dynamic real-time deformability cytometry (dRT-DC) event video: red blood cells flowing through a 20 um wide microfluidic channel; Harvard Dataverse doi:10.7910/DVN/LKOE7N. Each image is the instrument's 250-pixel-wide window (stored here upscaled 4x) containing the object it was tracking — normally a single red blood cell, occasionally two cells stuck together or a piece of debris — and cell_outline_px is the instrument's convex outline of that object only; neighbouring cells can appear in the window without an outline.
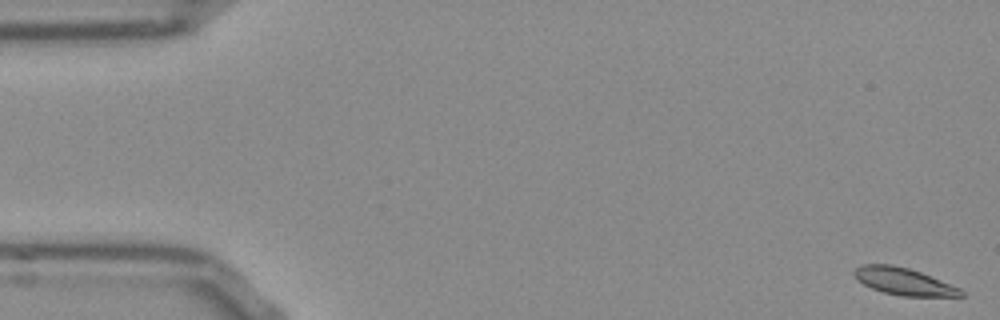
{"species": "Egyptian fruit bat (a non-hibernating species)", "species_latin": "Rousettus aegyptiacus", "temperature_condition": "room temperature", "stored_images_in_passage": 53, "camera_frame_rate_fps": 3000, "um_per_image_px": 0.085, "frame": {"image": 1, "passage_image": 1, "time_ms": 0.0, "image_size_px": [1000, 320], "cell_outline_px": [[964, 296], [900, 296], [884, 292], [872, 288], [864, 284], [852, 272], [860, 264], [892, 264], [908, 268], [920, 272], [960, 288], [964, 292]], "centroid_in_image_um": [76.82, 23.91], "position_along_channel_um": 8.2, "area_um2": 16.65}}
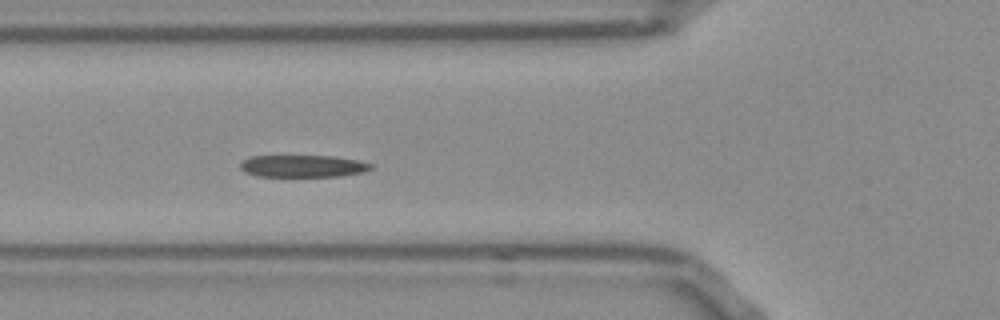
{"frame": {"image": 2, "passage_image": 19, "time_ms": 6.0, "image_size_px": [1000, 320], "cell_outline_px": [[372, 168], [364, 172], [340, 176], [256, 176], [244, 172], [240, 168], [240, 164], [244, 160], [252, 156], [336, 156], [356, 160], [372, 164]], "centroid_in_image_um": [25.74, 14.12], "position_along_channel_um": 100.1, "area_um2": 16.76}}
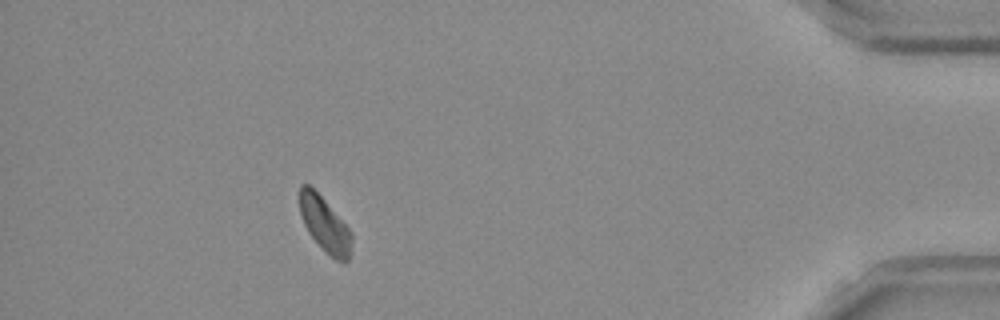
{"frame": {"image": 3, "passage_image": 48, "time_ms": 15.667, "image_size_px": [1000, 320], "cell_outline_px": [[352, 240], [348, 260], [344, 264], [336, 260], [308, 232], [304, 224], [300, 212], [300, 184], [308, 184], [324, 200], [352, 232]], "centroid_in_image_um": [27.62, 19.08], "position_along_channel_um": 407.6, "area_um2": 16.07}, "authors_computed_cell_mechanics": {"area_um2": 17.4556, "velocity_mm_per_s": 3.7845, "shape_relaxation_time_tau1_ms": 5.0202, "shape_relaxation_time_tau2_ms": null, "deformation_change_tau1": 0.1404, "deformation_change_tau2": null}}